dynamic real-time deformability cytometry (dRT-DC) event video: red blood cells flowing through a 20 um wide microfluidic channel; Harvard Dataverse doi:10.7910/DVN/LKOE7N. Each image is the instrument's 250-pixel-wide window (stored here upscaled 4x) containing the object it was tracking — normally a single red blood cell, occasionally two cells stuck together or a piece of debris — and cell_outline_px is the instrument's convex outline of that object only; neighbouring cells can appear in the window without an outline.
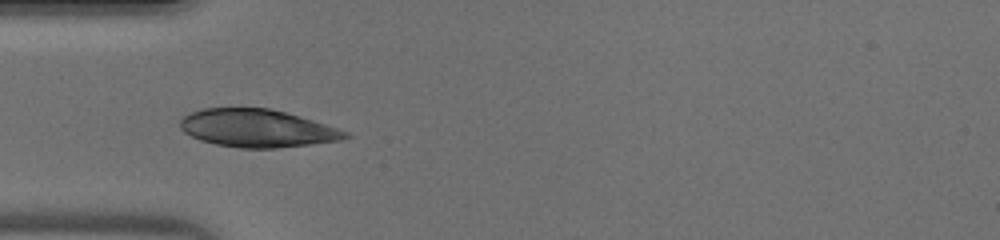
{"species": "human", "species_latin": "Homo sapiens", "temperature_condition": "warm", "stored_images_in_passage": 33, "camera_frame_rate_fps": 3000, "um_per_image_px": 0.085, "donor": {"sex": "male"}, "frame": {"image": 1, "passage_image": 1, "time_ms": 0.0, "image_size_px": [1000, 240], "cell_outline_px": [[352, 136], [340, 140], [276, 148], [240, 148], [216, 144], [200, 140], [184, 132], [180, 128], [180, 120], [184, 116], [192, 112], [204, 108], [268, 108], [300, 116], [348, 132]], "centroid_in_image_um": [21.83, 10.9], "position_along_channel_um": 63.2, "area_um2": 36.01}}
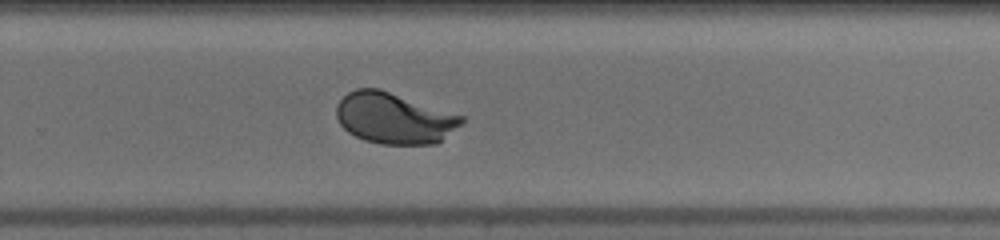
{"frame": {"image": 2, "passage_image": 17, "time_ms": 5.333, "image_size_px": [1000, 240], "cell_outline_px": [[464, 124], [436, 144], [380, 144], [364, 140], [348, 132], [340, 124], [336, 116], [336, 104], [348, 92], [356, 88], [380, 88], [464, 116]], "centroid_in_image_um": [33.51, 10.04], "position_along_channel_um": 296.3, "area_um2": 37.51}}
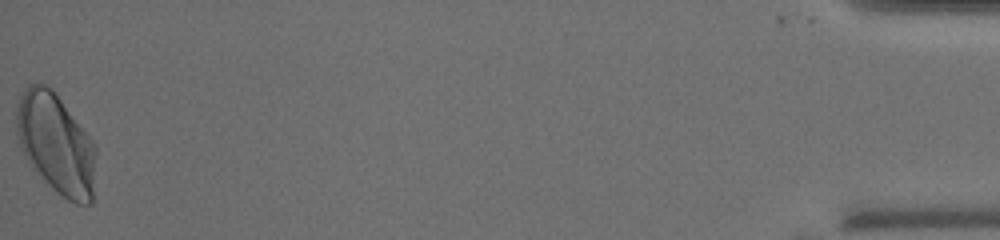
{"frame": {"image": 3, "passage_image": 33, "time_ms": 10.667, "image_size_px": [1000, 240], "cell_outline_px": [[96, 152], [92, 204], [76, 204], [68, 200], [56, 192], [32, 168], [20, 144], [16, 132], [16, 108], [20, 92], [28, 84], [44, 84], [52, 88], [56, 92], [92, 140], [96, 148]], "centroid_in_image_um": [4.75, 12.19], "position_along_channel_um": 430.4, "area_um2": 46.53}}